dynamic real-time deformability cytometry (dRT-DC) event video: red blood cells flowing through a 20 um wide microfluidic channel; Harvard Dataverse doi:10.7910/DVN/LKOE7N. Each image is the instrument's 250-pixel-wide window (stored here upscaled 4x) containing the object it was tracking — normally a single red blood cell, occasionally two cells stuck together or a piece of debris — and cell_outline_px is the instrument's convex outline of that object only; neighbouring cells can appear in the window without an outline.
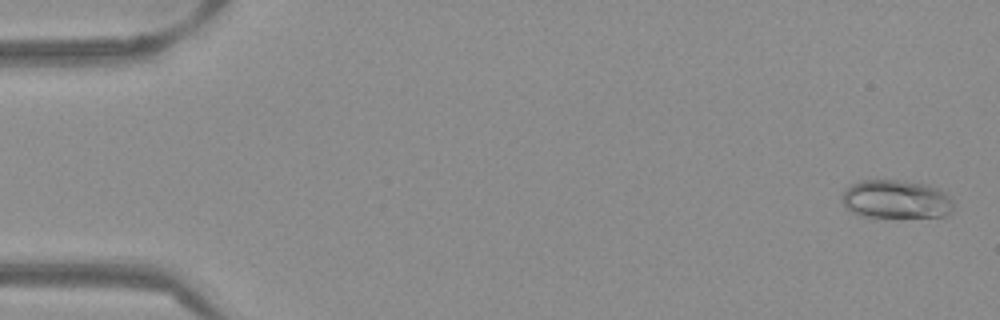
{"species": "Egyptian fruit bat (a non-hibernating species)", "species_latin": "Rousettus aegyptiacus", "temperature_condition": "warm", "stored_images_in_passage": 53, "camera_frame_rate_fps": 3000, "um_per_image_px": 0.085, "frame": {"image": 1, "passage_image": 2, "time_ms": 0.333, "image_size_px": [1000, 320], "cell_outline_px": [[956, 204], [952, 212], [944, 216], [860, 216], [852, 212], [844, 204], [840, 196], [852, 184], [860, 180], [904, 180], [928, 184], [940, 188]], "centroid_in_image_um": [76.21, 16.92], "position_along_channel_um": 8.8, "area_um2": 25.09}}
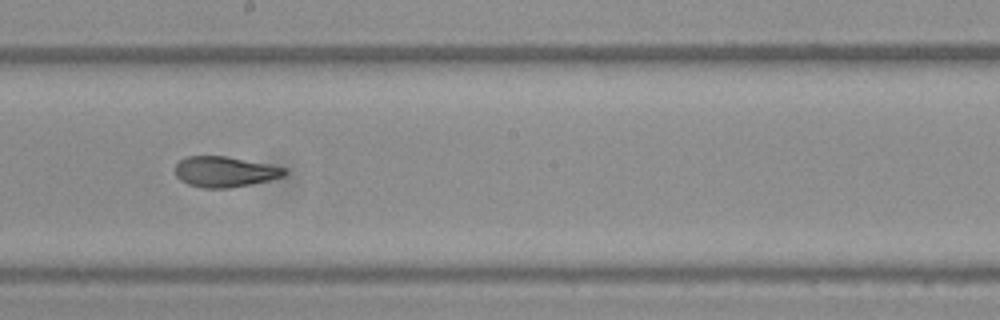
{"frame": {"image": 2, "passage_image": 30, "time_ms": 9.667, "image_size_px": [1000, 320], "cell_outline_px": [[288, 172], [284, 176], [268, 180], [228, 188], [204, 188], [188, 184], [180, 180], [176, 176], [176, 164], [180, 160], [188, 156], [228, 156], [268, 164], [284, 168]], "centroid_in_image_um": [19.09, 14.59], "position_along_channel_um": 229.1, "area_um2": 19.31}}
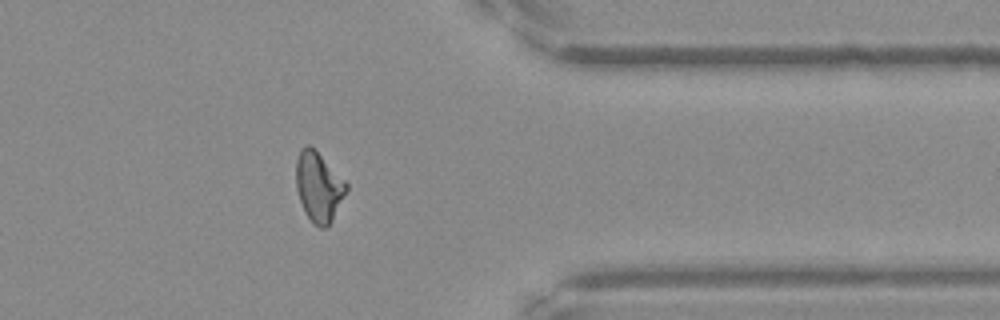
{"frame": {"image": 3, "passage_image": 43, "time_ms": 14.0, "image_size_px": [1000, 320], "cell_outline_px": [[348, 188], [332, 220], [324, 228], [320, 228], [312, 224], [304, 212], [296, 188], [296, 160], [300, 148], [304, 144], [308, 144], [348, 184]], "centroid_in_image_um": [27.05, 15.9], "position_along_channel_um": 384.3, "area_um2": 20.11}, "authors_computed_cell_mechanics": {"area_um2": 20.4612, "velocity_mm_per_s": 3.8781, "shape_relaxation_time_tau1_ms": null, "shape_relaxation_time_tau2_ms": 2.5792, "deformation_change_tau1": null, "deformation_change_tau2": 0.0869}}